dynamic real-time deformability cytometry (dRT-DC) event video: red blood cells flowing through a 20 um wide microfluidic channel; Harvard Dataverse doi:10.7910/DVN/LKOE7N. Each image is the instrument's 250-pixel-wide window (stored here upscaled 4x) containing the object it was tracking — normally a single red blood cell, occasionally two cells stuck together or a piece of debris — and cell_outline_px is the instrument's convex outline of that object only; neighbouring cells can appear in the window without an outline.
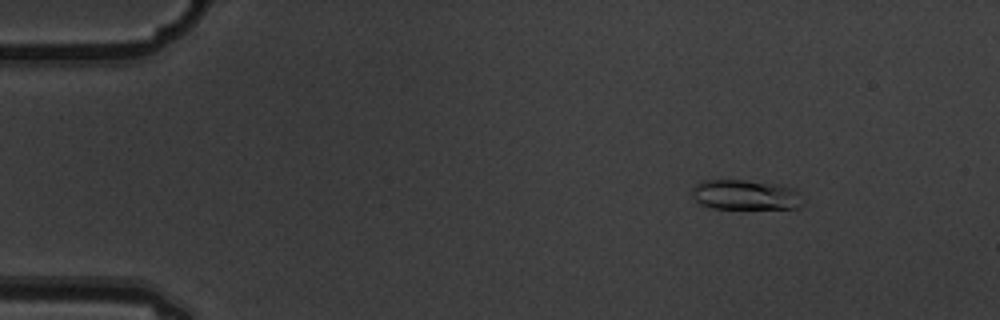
{"species": "common noctule bat (a hibernating species)", "species_latin": "Nyctalus noctula", "temperature_condition": "warm", "stored_images_in_passage": 5, "camera_frame_rate_fps": 3000, "um_per_image_px": 0.085, "animal": {"sex": "male", "body_mass_g": 19.5, "forearm_length_mm": 54.6}, "frame": {"image": 1, "passage_image": 3, "time_ms": 0.667, "image_size_px": [1000, 320], "cell_outline_px": [[804, 204], [796, 208], [712, 208], [700, 204], [692, 196], [692, 188], [696, 184], [704, 180], [744, 180], [784, 184], [796, 188], [804, 200]], "centroid_in_image_um": [63.42, 16.55], "position_along_channel_um": 21.6, "area_um2": 19.71}}